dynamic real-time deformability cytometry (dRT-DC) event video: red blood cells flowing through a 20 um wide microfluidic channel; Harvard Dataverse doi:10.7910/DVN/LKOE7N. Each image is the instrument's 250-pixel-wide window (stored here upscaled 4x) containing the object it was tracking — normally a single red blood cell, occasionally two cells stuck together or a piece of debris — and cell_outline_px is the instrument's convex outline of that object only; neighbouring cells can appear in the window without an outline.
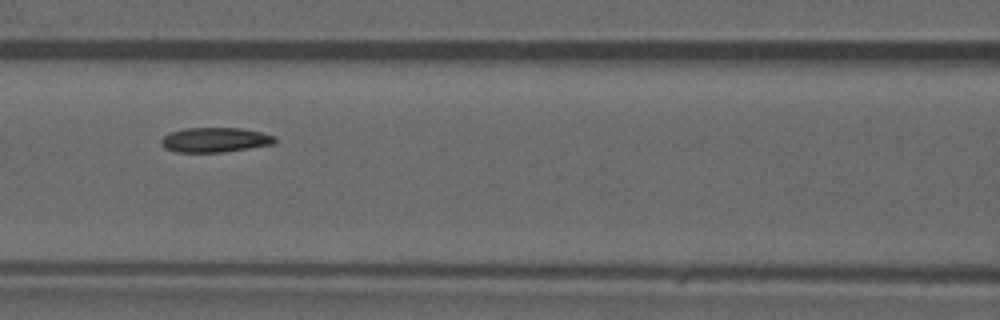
{"species": "common noctule bat (a hibernating species)", "species_latin": "Nyctalus noctula", "temperature_condition": "warm", "stored_images_in_passage": 46, "camera_frame_rate_fps": 3000, "um_per_image_px": 0.085, "animal": {"sex": "male", "forearm_length_mm": 52.5}, "frame": {"image": 1, "passage_image": 20, "time_ms": 6.333, "image_size_px": [1000, 320], "cell_outline_px": [[276, 140], [272, 144], [248, 148], [220, 152], [176, 152], [164, 148], [160, 144], [160, 140], [164, 136], [172, 132], [184, 128], [240, 128], [260, 132], [276, 136]], "centroid_in_image_um": [18.24, 11.89], "position_along_channel_um": 148.4, "area_um2": 16.24}}